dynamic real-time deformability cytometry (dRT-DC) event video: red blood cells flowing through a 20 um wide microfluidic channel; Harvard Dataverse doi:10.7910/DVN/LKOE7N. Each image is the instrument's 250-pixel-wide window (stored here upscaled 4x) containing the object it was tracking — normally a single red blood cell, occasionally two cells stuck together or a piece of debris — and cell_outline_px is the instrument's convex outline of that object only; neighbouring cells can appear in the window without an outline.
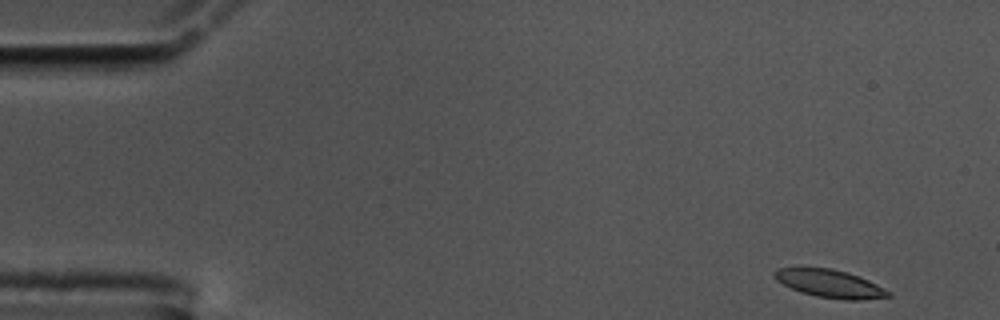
{"species": "common noctule bat (a hibernating species)", "species_latin": "Nyctalus noctula", "temperature_condition": "cold", "stored_images_in_passage": 54, "camera_frame_rate_fps": 3000, "um_per_image_px": 0.085, "animal": {"sex": "male", "body_mass_g": 17.5, "forearm_length_mm": 52.3}, "frame": {"image": 1, "passage_image": 1, "time_ms": 0.0, "image_size_px": [1000, 320], "cell_outline_px": [[892, 296], [860, 300], [844, 300], [816, 296], [800, 292], [776, 280], [772, 276], [772, 272], [776, 268], [832, 268], [848, 272], [868, 280], [892, 292]], "centroid_in_image_um": [70.54, 24.11], "position_along_channel_um": 14.5, "area_um2": 18.55}}
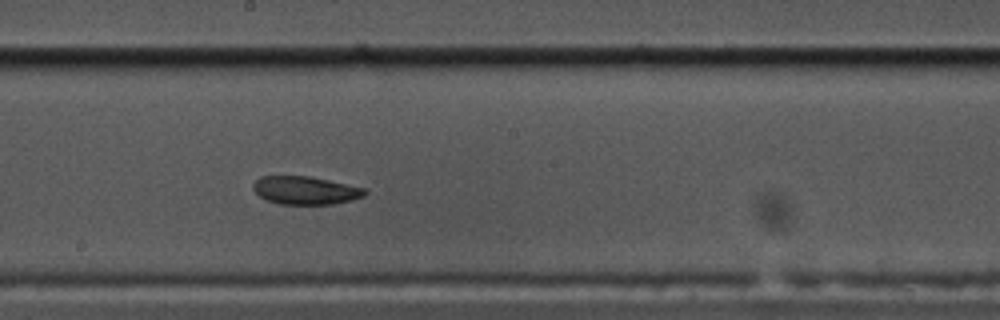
{"frame": {"image": 2, "passage_image": 28, "time_ms": 9.0, "image_size_px": [1000, 320], "cell_outline_px": [[368, 192], [364, 196], [352, 200], [332, 204], [280, 204], [268, 200], [260, 196], [252, 188], [252, 184], [260, 176], [308, 176], [328, 180], [364, 188]], "centroid_in_image_um": [25.95, 16.18], "position_along_channel_um": 222.3, "area_um2": 18.15}}
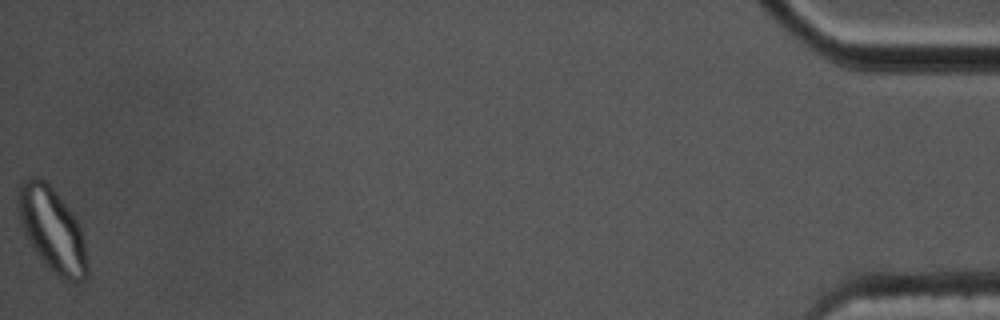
{"frame": {"image": 3, "passage_image": 54, "time_ms": 17.667, "image_size_px": [1000, 320], "cell_outline_px": [[88, 276], [84, 280], [76, 284], [52, 272], [44, 264], [36, 252], [24, 232], [20, 220], [20, 184], [28, 176], [40, 176], [56, 192], [72, 212], [80, 224], [84, 236], [88, 264]], "centroid_in_image_um": [4.5, 19.56], "position_along_channel_um": 430.7, "area_um2": 33.7}, "authors_computed_cell_mechanics": {"area_um2": 19.1318, "velocity_mm_per_s": 3.5395, "shape_relaxation_time_tau1_ms": 8.2995, "shape_relaxation_time_tau2_ms": 4.9159, "deformation_change_tau1": 0.1638, "deformation_change_tau2": 0.0787}}